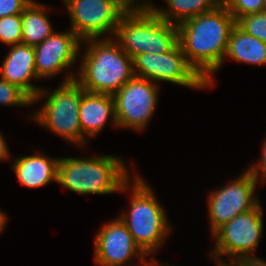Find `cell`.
<instances>
[{"label":"cell","instance_id":"6da1fadb","mask_svg":"<svg viewBox=\"0 0 266 266\" xmlns=\"http://www.w3.org/2000/svg\"><path fill=\"white\" fill-rule=\"evenodd\" d=\"M236 24L224 3L179 25L178 43L188 63L213 86V73L223 64L229 36Z\"/></svg>","mask_w":266,"mask_h":266},{"label":"cell","instance_id":"7a4b0ae2","mask_svg":"<svg viewBox=\"0 0 266 266\" xmlns=\"http://www.w3.org/2000/svg\"><path fill=\"white\" fill-rule=\"evenodd\" d=\"M131 178L122 158L62 157L58 161L57 183L77 194H110L131 189Z\"/></svg>","mask_w":266,"mask_h":266},{"label":"cell","instance_id":"3957f363","mask_svg":"<svg viewBox=\"0 0 266 266\" xmlns=\"http://www.w3.org/2000/svg\"><path fill=\"white\" fill-rule=\"evenodd\" d=\"M82 42L88 46L79 67V76L75 80L84 91L114 95L134 77L133 59L116 39L106 36Z\"/></svg>","mask_w":266,"mask_h":266},{"label":"cell","instance_id":"277c9868","mask_svg":"<svg viewBox=\"0 0 266 266\" xmlns=\"http://www.w3.org/2000/svg\"><path fill=\"white\" fill-rule=\"evenodd\" d=\"M113 38L133 59L139 54L171 50L178 43V28L160 18L146 3H135L120 18Z\"/></svg>","mask_w":266,"mask_h":266},{"label":"cell","instance_id":"5b68a950","mask_svg":"<svg viewBox=\"0 0 266 266\" xmlns=\"http://www.w3.org/2000/svg\"><path fill=\"white\" fill-rule=\"evenodd\" d=\"M130 200V212L121 214L135 243L148 256L158 251L172 228L164 208L156 199L150 186L138 175H134Z\"/></svg>","mask_w":266,"mask_h":266},{"label":"cell","instance_id":"8992f818","mask_svg":"<svg viewBox=\"0 0 266 266\" xmlns=\"http://www.w3.org/2000/svg\"><path fill=\"white\" fill-rule=\"evenodd\" d=\"M75 75L72 70L68 72L59 87L51 93L43 88L40 90L32 103H36L45 95L47 99L32 119L49 128L51 132L64 137L66 141L83 147L88 142L82 134L79 120V107L84 89L75 80Z\"/></svg>","mask_w":266,"mask_h":266},{"label":"cell","instance_id":"52a82bcc","mask_svg":"<svg viewBox=\"0 0 266 266\" xmlns=\"http://www.w3.org/2000/svg\"><path fill=\"white\" fill-rule=\"evenodd\" d=\"M71 20V30L83 41L114 37L120 18L135 0H63Z\"/></svg>","mask_w":266,"mask_h":266},{"label":"cell","instance_id":"ba28073f","mask_svg":"<svg viewBox=\"0 0 266 266\" xmlns=\"http://www.w3.org/2000/svg\"><path fill=\"white\" fill-rule=\"evenodd\" d=\"M262 218L263 211L259 202L253 209L237 215L211 234L216 239V246L211 253L216 264H231L240 257L254 256L253 252L262 236ZM223 255L231 257L232 261H223Z\"/></svg>","mask_w":266,"mask_h":266},{"label":"cell","instance_id":"9c48e42d","mask_svg":"<svg viewBox=\"0 0 266 266\" xmlns=\"http://www.w3.org/2000/svg\"><path fill=\"white\" fill-rule=\"evenodd\" d=\"M135 77L157 82H172L188 88H208L206 81L188 63L177 43L166 53H144L133 58Z\"/></svg>","mask_w":266,"mask_h":266},{"label":"cell","instance_id":"30bf717a","mask_svg":"<svg viewBox=\"0 0 266 266\" xmlns=\"http://www.w3.org/2000/svg\"><path fill=\"white\" fill-rule=\"evenodd\" d=\"M158 85L148 79L133 77L114 95L117 127L143 130L157 107Z\"/></svg>","mask_w":266,"mask_h":266},{"label":"cell","instance_id":"8fae6325","mask_svg":"<svg viewBox=\"0 0 266 266\" xmlns=\"http://www.w3.org/2000/svg\"><path fill=\"white\" fill-rule=\"evenodd\" d=\"M257 181L247 169L227 186L211 192L208 197V215L213 234L237 215L253 209L258 203L255 194Z\"/></svg>","mask_w":266,"mask_h":266},{"label":"cell","instance_id":"7c38bea8","mask_svg":"<svg viewBox=\"0 0 266 266\" xmlns=\"http://www.w3.org/2000/svg\"><path fill=\"white\" fill-rule=\"evenodd\" d=\"M135 256L140 257L141 264L147 262V255L135 243L120 217L99 229L94 240V263L97 266L127 265Z\"/></svg>","mask_w":266,"mask_h":266},{"label":"cell","instance_id":"4fadbf2b","mask_svg":"<svg viewBox=\"0 0 266 266\" xmlns=\"http://www.w3.org/2000/svg\"><path fill=\"white\" fill-rule=\"evenodd\" d=\"M82 40L72 31L53 32L34 46L35 69L38 79L50 78L73 66L80 53ZM75 61V62H74Z\"/></svg>","mask_w":266,"mask_h":266},{"label":"cell","instance_id":"5bb4252c","mask_svg":"<svg viewBox=\"0 0 266 266\" xmlns=\"http://www.w3.org/2000/svg\"><path fill=\"white\" fill-rule=\"evenodd\" d=\"M1 78L17 85L32 100L38 95L41 88L30 83L38 79L35 69L34 47L23 43L12 45L0 69Z\"/></svg>","mask_w":266,"mask_h":266},{"label":"cell","instance_id":"9a60e30c","mask_svg":"<svg viewBox=\"0 0 266 266\" xmlns=\"http://www.w3.org/2000/svg\"><path fill=\"white\" fill-rule=\"evenodd\" d=\"M108 119H112V124L117 127L113 95L83 91L79 107L83 136L87 139L88 136L97 135Z\"/></svg>","mask_w":266,"mask_h":266},{"label":"cell","instance_id":"2e32d148","mask_svg":"<svg viewBox=\"0 0 266 266\" xmlns=\"http://www.w3.org/2000/svg\"><path fill=\"white\" fill-rule=\"evenodd\" d=\"M57 158H50L44 154L26 155L14 159L12 169L18 181L28 188H39L50 182H57Z\"/></svg>","mask_w":266,"mask_h":266},{"label":"cell","instance_id":"e0dca14e","mask_svg":"<svg viewBox=\"0 0 266 266\" xmlns=\"http://www.w3.org/2000/svg\"><path fill=\"white\" fill-rule=\"evenodd\" d=\"M251 65H266V43L243 31L237 24L231 30L225 58Z\"/></svg>","mask_w":266,"mask_h":266},{"label":"cell","instance_id":"ac0fdd59","mask_svg":"<svg viewBox=\"0 0 266 266\" xmlns=\"http://www.w3.org/2000/svg\"><path fill=\"white\" fill-rule=\"evenodd\" d=\"M46 6L32 0L22 13V42L36 46L47 39L53 32ZM46 12V13H45Z\"/></svg>","mask_w":266,"mask_h":266},{"label":"cell","instance_id":"d6986e66","mask_svg":"<svg viewBox=\"0 0 266 266\" xmlns=\"http://www.w3.org/2000/svg\"><path fill=\"white\" fill-rule=\"evenodd\" d=\"M147 2L143 3H146L160 18L175 25L211 11L220 4L218 0H165L169 9H163Z\"/></svg>","mask_w":266,"mask_h":266},{"label":"cell","instance_id":"ffe728a7","mask_svg":"<svg viewBox=\"0 0 266 266\" xmlns=\"http://www.w3.org/2000/svg\"><path fill=\"white\" fill-rule=\"evenodd\" d=\"M0 41L11 46L22 42V14L0 18Z\"/></svg>","mask_w":266,"mask_h":266},{"label":"cell","instance_id":"44dd1931","mask_svg":"<svg viewBox=\"0 0 266 266\" xmlns=\"http://www.w3.org/2000/svg\"><path fill=\"white\" fill-rule=\"evenodd\" d=\"M32 99L17 85L9 83L5 79H0V105L29 106Z\"/></svg>","mask_w":266,"mask_h":266},{"label":"cell","instance_id":"7402d4cb","mask_svg":"<svg viewBox=\"0 0 266 266\" xmlns=\"http://www.w3.org/2000/svg\"><path fill=\"white\" fill-rule=\"evenodd\" d=\"M236 24L246 33L266 43V12L245 15Z\"/></svg>","mask_w":266,"mask_h":266},{"label":"cell","instance_id":"603a6c76","mask_svg":"<svg viewBox=\"0 0 266 266\" xmlns=\"http://www.w3.org/2000/svg\"><path fill=\"white\" fill-rule=\"evenodd\" d=\"M224 4L237 21L245 15L263 12L264 0H226Z\"/></svg>","mask_w":266,"mask_h":266},{"label":"cell","instance_id":"cb8c5ba5","mask_svg":"<svg viewBox=\"0 0 266 266\" xmlns=\"http://www.w3.org/2000/svg\"><path fill=\"white\" fill-rule=\"evenodd\" d=\"M32 0H0V18L22 14Z\"/></svg>","mask_w":266,"mask_h":266},{"label":"cell","instance_id":"d4e9b609","mask_svg":"<svg viewBox=\"0 0 266 266\" xmlns=\"http://www.w3.org/2000/svg\"><path fill=\"white\" fill-rule=\"evenodd\" d=\"M261 157L262 158L260 159V162L258 164H253L249 168H247L257 182L260 180H262L261 182L266 181V140L262 147Z\"/></svg>","mask_w":266,"mask_h":266},{"label":"cell","instance_id":"484cf974","mask_svg":"<svg viewBox=\"0 0 266 266\" xmlns=\"http://www.w3.org/2000/svg\"><path fill=\"white\" fill-rule=\"evenodd\" d=\"M232 266H266V261L254 256L240 257L231 263Z\"/></svg>","mask_w":266,"mask_h":266},{"label":"cell","instance_id":"4316f807","mask_svg":"<svg viewBox=\"0 0 266 266\" xmlns=\"http://www.w3.org/2000/svg\"><path fill=\"white\" fill-rule=\"evenodd\" d=\"M6 143L4 136L0 132V161L8 159L10 155Z\"/></svg>","mask_w":266,"mask_h":266},{"label":"cell","instance_id":"83f0119b","mask_svg":"<svg viewBox=\"0 0 266 266\" xmlns=\"http://www.w3.org/2000/svg\"><path fill=\"white\" fill-rule=\"evenodd\" d=\"M6 221H7L6 214L0 211V233L2 232V230L6 225Z\"/></svg>","mask_w":266,"mask_h":266},{"label":"cell","instance_id":"f1b7e54d","mask_svg":"<svg viewBox=\"0 0 266 266\" xmlns=\"http://www.w3.org/2000/svg\"><path fill=\"white\" fill-rule=\"evenodd\" d=\"M130 266H132V264L130 265ZM133 266H134V264H133ZM137 266H140V265H137ZM141 266H164V264L163 265H161V264H159V262H157L155 259H151V261H147L146 263H144V264H142ZM166 266H168V265H166Z\"/></svg>","mask_w":266,"mask_h":266},{"label":"cell","instance_id":"f546056e","mask_svg":"<svg viewBox=\"0 0 266 266\" xmlns=\"http://www.w3.org/2000/svg\"><path fill=\"white\" fill-rule=\"evenodd\" d=\"M263 12H266V0H264Z\"/></svg>","mask_w":266,"mask_h":266},{"label":"cell","instance_id":"4dcf8cb0","mask_svg":"<svg viewBox=\"0 0 266 266\" xmlns=\"http://www.w3.org/2000/svg\"><path fill=\"white\" fill-rule=\"evenodd\" d=\"M220 3H224L226 0H218Z\"/></svg>","mask_w":266,"mask_h":266}]
</instances>
